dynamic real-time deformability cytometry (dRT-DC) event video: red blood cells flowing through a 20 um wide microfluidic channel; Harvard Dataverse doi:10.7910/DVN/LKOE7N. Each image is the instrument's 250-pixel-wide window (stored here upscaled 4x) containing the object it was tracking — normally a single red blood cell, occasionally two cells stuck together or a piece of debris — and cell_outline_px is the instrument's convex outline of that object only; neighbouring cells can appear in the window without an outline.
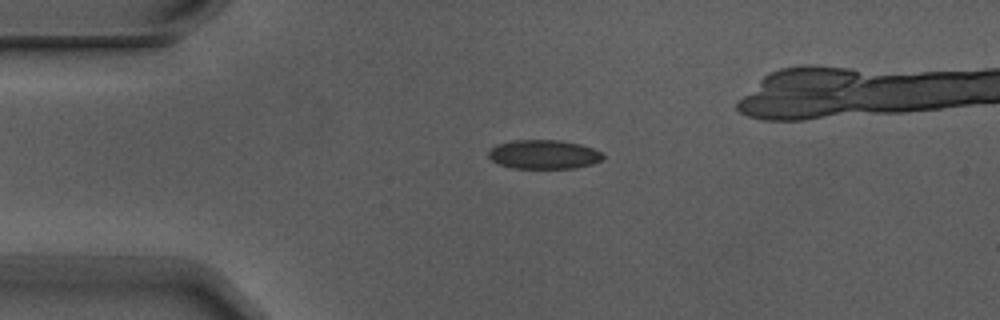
{"species": "Egyptian fruit bat (a non-hibernating species)", "species_latin": "Rousettus aegyptiacus", "temperature_condition": "warm", "stored_images_in_passage": 4, "camera_frame_rate_fps": 3000, "um_per_image_px": 0.085, "animal": {"sex": "male"}, "frame": {"image": 1, "passage_image": 4, "time_ms": 1.0, "image_size_px": [1000, 320], "cell_outline_px": [[604, 160], [592, 164], [572, 168], [512, 168], [500, 164], [492, 160], [488, 156], [488, 148], [496, 144], [512, 140], [560, 140], [580, 144], [592, 148], [600, 152], [604, 156]], "centroid_in_image_um": [46.19, 13.12], "position_along_channel_um": 38.8, "area_um2": 19.48}}